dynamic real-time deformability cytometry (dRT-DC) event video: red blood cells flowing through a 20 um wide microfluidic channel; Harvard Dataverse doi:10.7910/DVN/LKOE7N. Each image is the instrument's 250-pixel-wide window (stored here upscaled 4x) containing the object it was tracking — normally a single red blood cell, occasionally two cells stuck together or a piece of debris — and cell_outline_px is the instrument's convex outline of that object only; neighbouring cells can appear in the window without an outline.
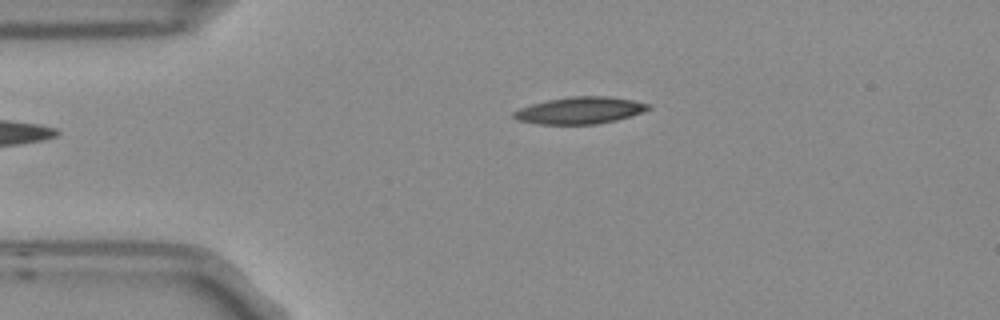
{"species": "Egyptian fruit bat (a non-hibernating species)", "species_latin": "Rousettus aegyptiacus", "temperature_condition": "room temperature", "stored_images_in_passage": 2, "camera_frame_rate_fps": 3000, "um_per_image_px": 0.085, "frame": {"image": 1, "passage_image": 1, "time_ms": 0.0, "image_size_px": [1000, 320], "cell_outline_px": [[652, 108], [616, 120], [596, 124], [536, 124], [516, 120], [512, 116], [512, 112], [520, 108], [532, 104], [548, 100], [572, 96], [608, 96], [632, 100], [652, 104]], "centroid_in_image_um": [49.27, 9.38], "position_along_channel_um": 35.7, "area_um2": 21.04}}